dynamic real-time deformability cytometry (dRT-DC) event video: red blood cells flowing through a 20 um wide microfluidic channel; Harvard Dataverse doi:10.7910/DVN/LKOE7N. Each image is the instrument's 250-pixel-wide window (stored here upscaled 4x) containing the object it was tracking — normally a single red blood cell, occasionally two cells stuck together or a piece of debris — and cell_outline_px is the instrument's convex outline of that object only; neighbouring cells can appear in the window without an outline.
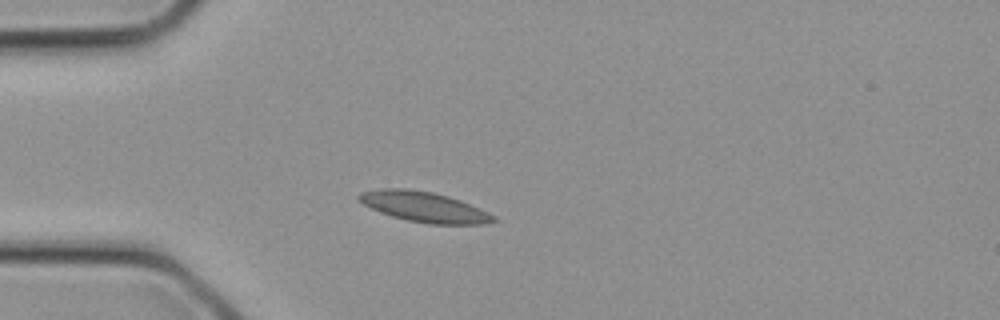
{"species": "common noctule bat (a hibernating species)", "species_latin": "Nyctalus noctula", "temperature_condition": "cold", "stored_images_in_passage": 7, "camera_frame_rate_fps": 3000, "um_per_image_px": 0.085, "animal": {"sex": "female", "body_mass_g": 21.9}, "frame": {"image": 1, "passage_image": 1, "time_ms": 0.0, "image_size_px": [1000, 320], "cell_outline_px": [[500, 220], [488, 224], [428, 224], [408, 220], [392, 216], [380, 212], [364, 204], [356, 196], [360, 192], [380, 188], [408, 188], [432, 192], [448, 196], [460, 200], [488, 212], [496, 216]], "centroid_in_image_um": [36.09, 17.58], "position_along_channel_um": 48.9, "area_um2": 23.81}}
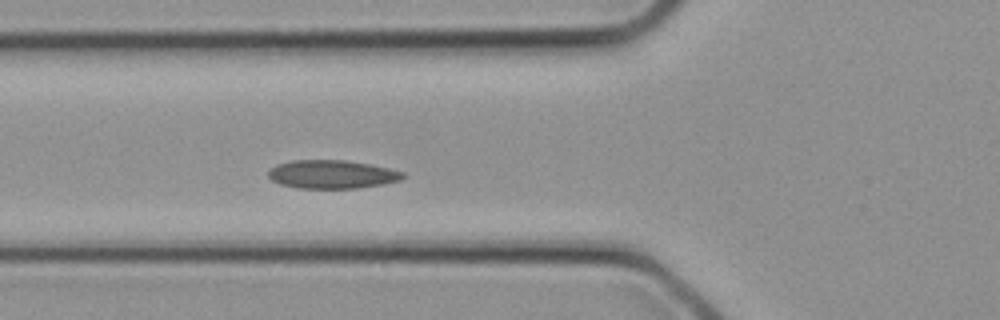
{"frame": {"image": 2, "passage_image": 4, "time_ms": 1.0, "image_size_px": [1000, 320], "cell_outline_px": [[404, 176], [400, 180], [380, 184], [356, 188], [296, 188], [280, 184], [272, 180], [268, 176], [268, 172], [276, 164], [292, 160], [344, 160], [368, 164], [388, 168], [404, 172]], "centroid_in_image_um": [28.17, 14.81], "position_along_channel_um": 97.6, "area_um2": 22.08}}
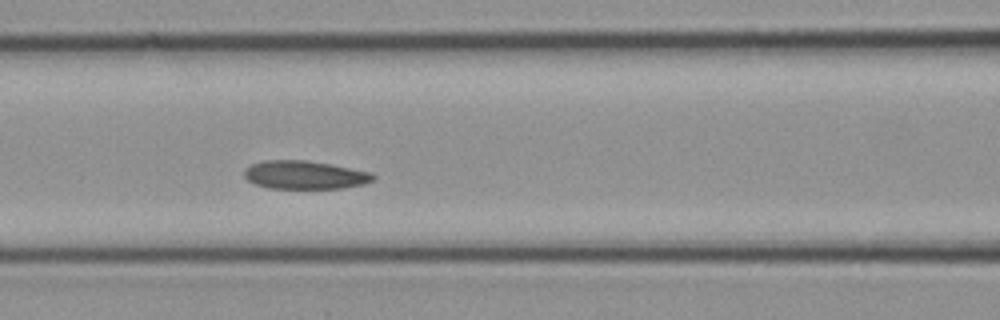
{"frame": {"image": 3, "passage_image": 6, "time_ms": 1.667, "image_size_px": [1000, 320], "cell_outline_px": [[376, 176], [372, 180], [364, 184], [344, 188], [268, 188], [256, 184], [248, 180], [244, 176], [244, 168], [252, 164], [264, 160], [308, 160], [332, 164], [372, 172]], "centroid_in_image_um": [25.91, 14.86], "position_along_channel_um": 140.7, "area_um2": 21.39}}